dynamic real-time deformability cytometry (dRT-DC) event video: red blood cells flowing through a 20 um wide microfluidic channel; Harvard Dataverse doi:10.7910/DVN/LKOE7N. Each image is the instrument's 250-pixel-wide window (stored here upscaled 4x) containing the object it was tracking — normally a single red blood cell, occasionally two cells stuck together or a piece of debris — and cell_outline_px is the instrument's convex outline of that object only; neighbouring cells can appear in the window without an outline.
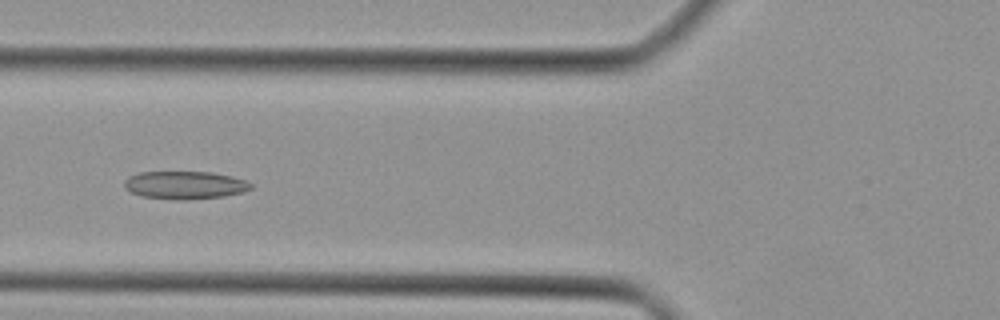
{"species": "Egyptian fruit bat (a non-hibernating species)", "species_latin": "Rousettus aegyptiacus", "temperature_condition": "cold", "stored_images_in_passage": 33, "camera_frame_rate_fps": 3000, "um_per_image_px": 0.085, "animal": {"sex": "female"}, "frame": {"image": 1, "passage_image": 6, "time_ms": 1.667, "image_size_px": [1000, 320], "cell_outline_px": [[252, 188], [244, 192], [224, 196], [184, 200], [172, 200], [140, 196], [124, 188], [124, 180], [128, 176], [140, 172], [212, 172], [232, 176], [244, 180], [252, 184]], "centroid_in_image_um": [15.69, 15.74], "position_along_channel_um": 110.1, "area_um2": 20.75}}
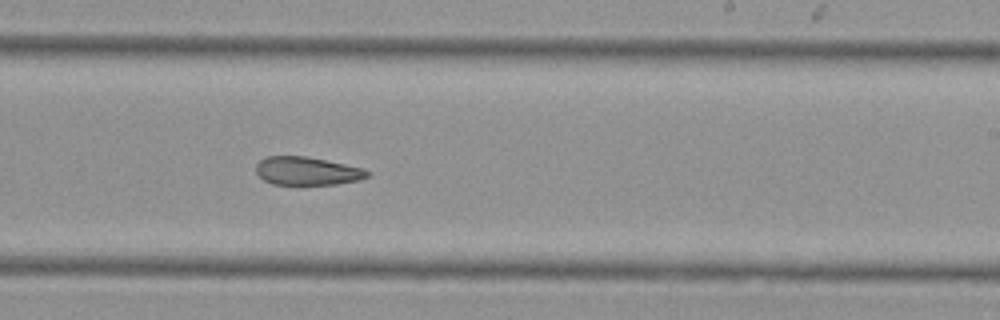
{"frame": {"image": 2, "passage_image": 16, "time_ms": 5.0, "image_size_px": [1000, 320], "cell_outline_px": [[368, 176], [360, 180], [336, 184], [300, 188], [272, 184], [264, 180], [256, 172], [256, 164], [260, 160], [268, 156], [304, 156], [364, 168], [368, 172]], "centroid_in_image_um": [26.07, 14.59], "position_along_channel_um": 262.9, "area_um2": 19.02}}
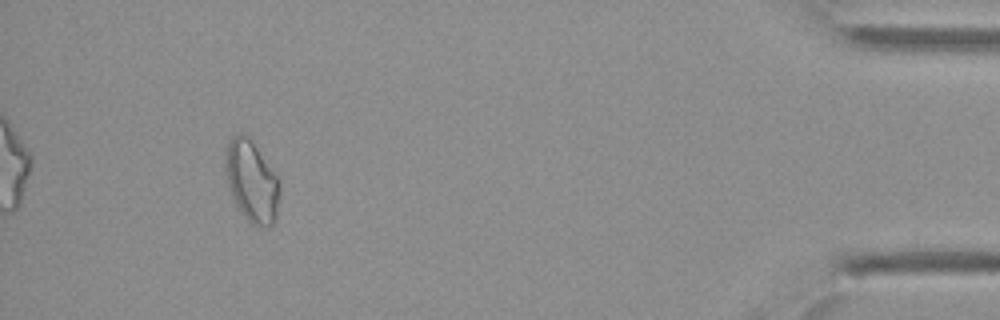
{"frame": {"image": 3, "passage_image": 30, "time_ms": 9.667, "image_size_px": [1000, 320], "cell_outline_px": [[280, 192], [276, 220], [268, 228], [256, 228], [240, 212], [232, 196], [228, 184], [224, 168], [224, 148], [228, 140], [232, 136], [240, 132], [244, 132], [252, 140], [280, 180]], "centroid_in_image_um": [21.38, 15.4], "position_along_channel_um": 413.8, "area_um2": 26.53}}